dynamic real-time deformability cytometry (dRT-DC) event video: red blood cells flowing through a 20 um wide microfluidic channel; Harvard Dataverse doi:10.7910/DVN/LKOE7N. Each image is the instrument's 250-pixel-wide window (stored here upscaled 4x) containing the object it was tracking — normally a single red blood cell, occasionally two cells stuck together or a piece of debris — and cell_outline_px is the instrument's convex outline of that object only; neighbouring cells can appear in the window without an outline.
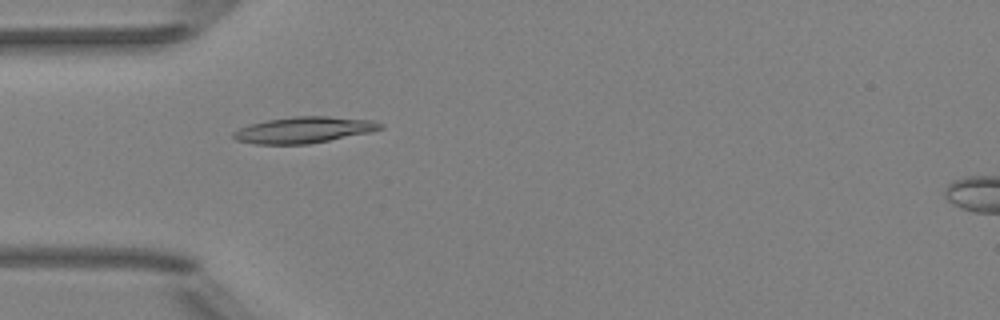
{"species": "Egyptian fruit bat (a non-hibernating species)", "species_latin": "Rousettus aegyptiacus", "temperature_condition": "room temperature", "stored_images_in_passage": 6, "camera_frame_rate_fps": 3000, "um_per_image_px": 0.085, "animal": {"sex": "female"}, "frame": {"image": 1, "passage_image": 5, "time_ms": 4.667, "image_size_px": [1000, 320], "cell_outline_px": [[384, 128], [368, 132], [308, 144], [256, 144], [236, 140], [232, 136], [232, 132], [240, 128], [252, 124], [268, 120], [292, 116], [328, 116], [372, 120], [384, 124]], "centroid_in_image_um": [25.82, 11.04], "position_along_channel_um": 59.2, "area_um2": 22.2}}